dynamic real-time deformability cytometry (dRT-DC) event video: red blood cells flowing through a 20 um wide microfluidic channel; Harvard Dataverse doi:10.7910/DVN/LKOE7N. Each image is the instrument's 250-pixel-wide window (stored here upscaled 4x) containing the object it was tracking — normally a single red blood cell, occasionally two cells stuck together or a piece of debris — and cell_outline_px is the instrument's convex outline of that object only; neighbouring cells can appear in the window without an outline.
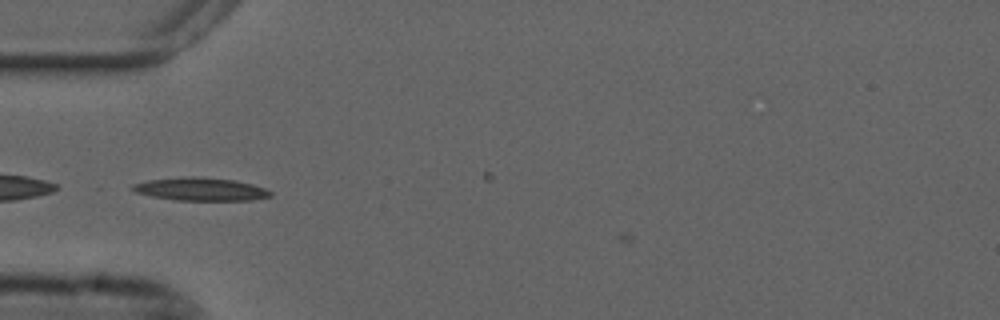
{"species": "common noctule bat (a hibernating species)", "species_latin": "Nyctalus noctula", "temperature_condition": "cold", "stored_images_in_passage": 19, "camera_frame_rate_fps": 3000, "um_per_image_px": 0.085, "animal": {"sex": "male", "forearm_length_mm": 52.5}, "frame": {"image": 1, "passage_image": 3, "time_ms": 0.667, "image_size_px": [1000, 320], "cell_outline_px": [[272, 196], [252, 200], [176, 200], [152, 196], [136, 192], [132, 188], [132, 184], [148, 180], [184, 176], [200, 176], [236, 180], [252, 184], [264, 188], [272, 192]], "centroid_in_image_um": [17.07, 16.06], "position_along_channel_um": 67.9, "area_um2": 18.55}}
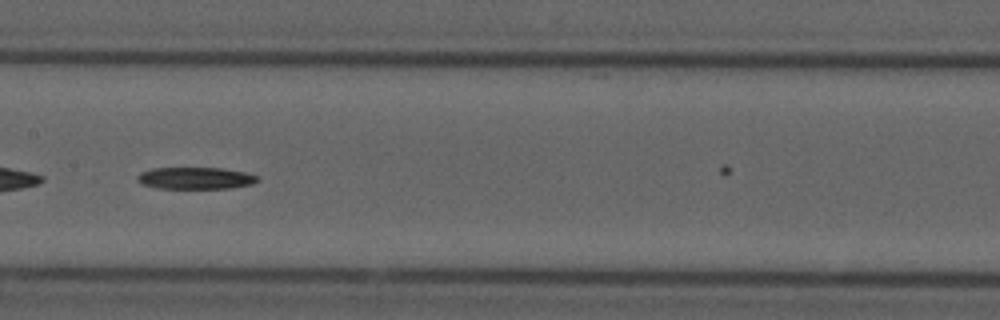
{"frame": {"image": 2, "passage_image": 13, "time_ms": 4.0, "image_size_px": [1000, 320], "cell_outline_px": [[260, 180], [252, 184], [232, 188], [156, 188], [140, 184], [136, 180], [136, 176], [140, 172], [152, 168], [224, 168], [244, 172], [256, 176]], "centroid_in_image_um": [16.57, 15.14], "position_along_channel_um": 190.8, "area_um2": 15.43}}
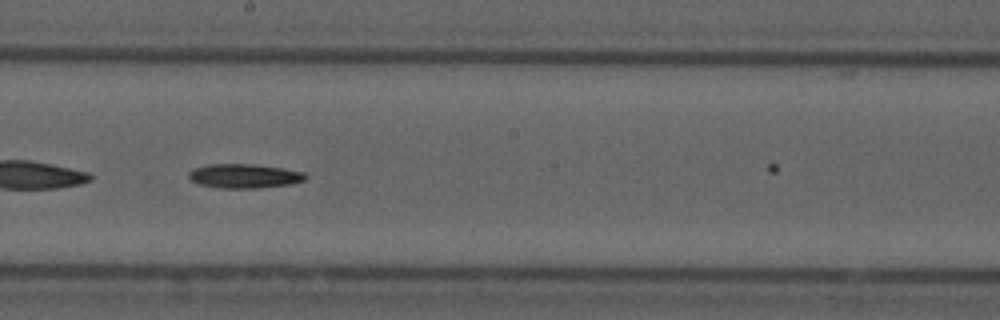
{"frame": {"image": 3, "passage_image": 16, "time_ms": 5.0, "image_size_px": [1000, 320], "cell_outline_px": [[308, 176], [304, 180], [292, 184], [256, 188], [220, 188], [200, 184], [192, 180], [188, 176], [188, 172], [192, 168], [208, 164], [252, 164], [284, 168], [304, 172]], "centroid_in_image_um": [20.77, 14.95], "position_along_channel_um": 227.4, "area_um2": 16.53}}